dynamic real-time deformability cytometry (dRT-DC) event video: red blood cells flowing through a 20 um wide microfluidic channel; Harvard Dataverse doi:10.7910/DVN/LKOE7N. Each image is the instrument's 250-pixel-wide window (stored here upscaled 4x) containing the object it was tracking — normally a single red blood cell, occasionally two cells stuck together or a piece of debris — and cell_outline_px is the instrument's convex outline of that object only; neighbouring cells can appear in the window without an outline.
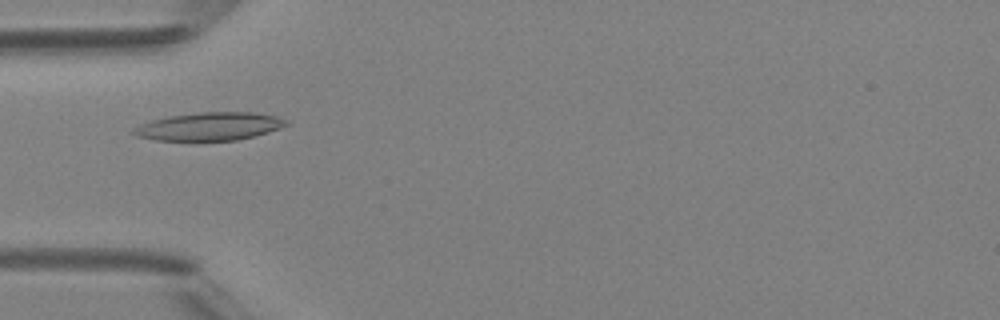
{"species": "Egyptian fruit bat (a non-hibernating species)", "species_latin": "Rousettus aegyptiacus", "temperature_condition": "room temperature", "stored_images_in_passage": 46, "camera_frame_rate_fps": 3000, "um_per_image_px": 0.085, "animal": {"sex": "female"}, "frame": {"image": 1, "passage_image": 13, "time_ms": 4.0, "image_size_px": [1000, 320], "cell_outline_px": [[292, 124], [256, 136], [236, 140], [156, 140], [136, 136], [132, 132], [132, 128], [140, 124], [152, 120], [168, 116], [200, 112], [252, 112], [276, 116], [288, 120]], "centroid_in_image_um": [17.83, 10.74], "position_along_channel_um": 67.2, "area_um2": 25.03}}
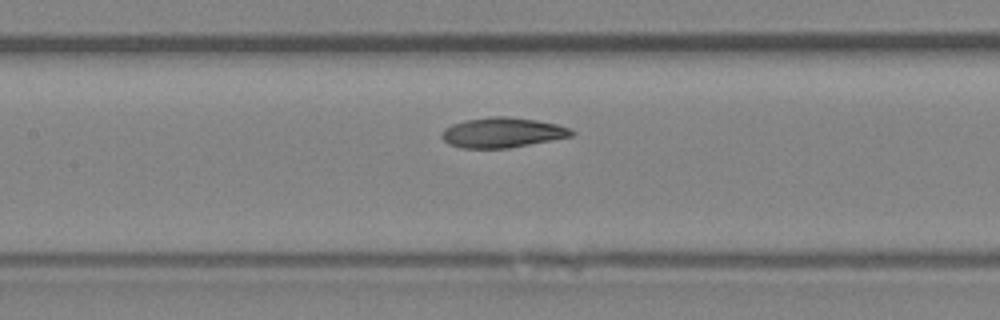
{"frame": {"image": 2, "passage_image": 20, "time_ms": 6.333, "image_size_px": [1000, 320], "cell_outline_px": [[576, 132], [572, 136], [508, 148], [460, 148], [448, 144], [440, 136], [440, 132], [444, 128], [452, 124], [464, 120], [492, 116], [508, 116], [536, 120], [556, 124], [572, 128]], "centroid_in_image_um": [42.67, 11.26], "position_along_channel_um": 164.7, "area_um2": 22.89}}
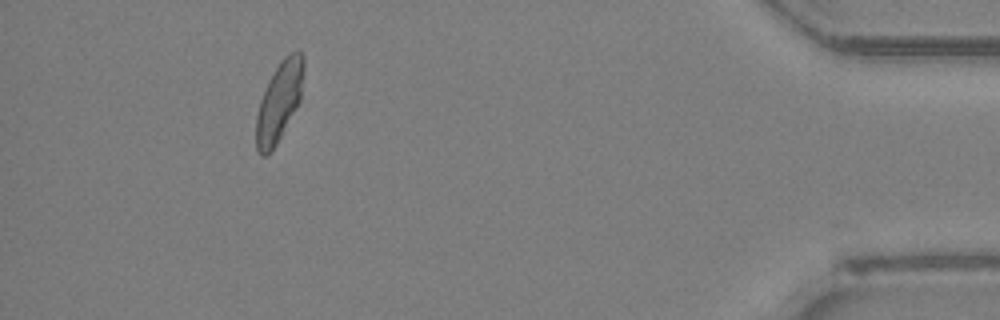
{"frame": {"image": 3, "passage_image": 42, "time_ms": 13.667, "image_size_px": [1000, 320], "cell_outline_px": [[304, 72], [300, 100], [276, 144], [264, 156], [260, 156], [256, 148], [256, 116], [260, 100], [268, 80], [280, 60], [284, 56], [296, 48], [300, 48], [304, 56]], "centroid_in_image_um": [23.74, 8.54], "position_along_channel_um": 411.5, "area_um2": 22.08}, "authors_computed_cell_mechanics": {"area_um2": 22.7732, "velocity_mm_per_s": 4.2049, "shape_relaxation_time_tau1_ms": 5.7895, "shape_relaxation_time_tau2_ms": 2.7396, "deformation_change_tau1": 0.1591, "deformation_change_tau2": 0.0741}}